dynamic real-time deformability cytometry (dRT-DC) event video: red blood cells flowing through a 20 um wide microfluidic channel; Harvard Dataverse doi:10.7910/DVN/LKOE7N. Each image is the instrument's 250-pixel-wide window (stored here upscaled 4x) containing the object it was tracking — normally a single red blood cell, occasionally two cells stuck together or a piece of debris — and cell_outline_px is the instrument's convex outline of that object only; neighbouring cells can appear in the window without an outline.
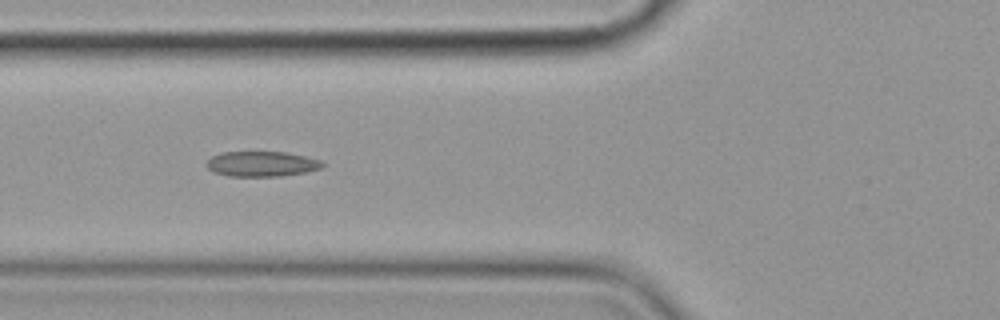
{"species": "common noctule bat (a hibernating species)", "species_latin": "Nyctalus noctula", "temperature_condition": "cold", "stored_images_in_passage": 4, "camera_frame_rate_fps": 3000, "um_per_image_px": 0.085, "animal": {"sex": "female", "body_mass_g": 19.9}, "frame": {"image": 1, "passage_image": 4, "time_ms": 3.333, "image_size_px": [1000, 320], "cell_outline_px": [[324, 168], [304, 172], [280, 176], [228, 176], [212, 172], [204, 164], [212, 156], [224, 152], [284, 152], [304, 156], [320, 160], [324, 164]], "centroid_in_image_um": [22.22, 13.94], "position_along_channel_um": 103.6, "area_um2": 16.99}}